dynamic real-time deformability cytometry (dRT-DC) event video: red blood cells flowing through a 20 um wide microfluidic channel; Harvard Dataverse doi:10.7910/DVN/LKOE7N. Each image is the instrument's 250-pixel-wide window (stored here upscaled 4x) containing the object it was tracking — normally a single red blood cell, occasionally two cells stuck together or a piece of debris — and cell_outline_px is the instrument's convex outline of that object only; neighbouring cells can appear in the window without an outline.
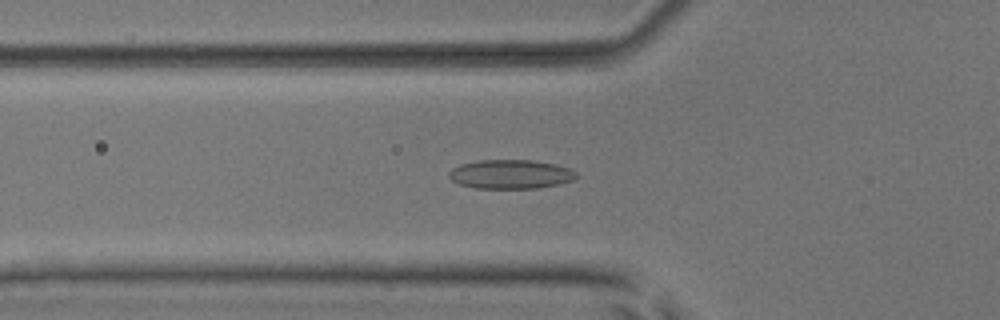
{"species": "common noctule bat (a hibernating species)", "species_latin": "Nyctalus noctula", "temperature_condition": "room temperature", "stored_images_in_passage": 53, "camera_frame_rate_fps": 3000, "um_per_image_px": 0.085, "animal": {"sex": "male", "body_mass_g": 17.9, "forearm_length_mm": 54.2}, "frame": {"image": 1, "passage_image": 19, "time_ms": 6.0, "image_size_px": [1000, 320], "cell_outline_px": [[576, 176], [572, 180], [556, 184], [536, 188], [476, 188], [460, 184], [452, 180], [448, 176], [448, 172], [452, 168], [460, 164], [476, 160], [532, 160], [556, 164], [568, 168], [576, 172]], "centroid_in_image_um": [43.35, 14.8], "position_along_channel_um": 82.4, "area_um2": 21.44}}
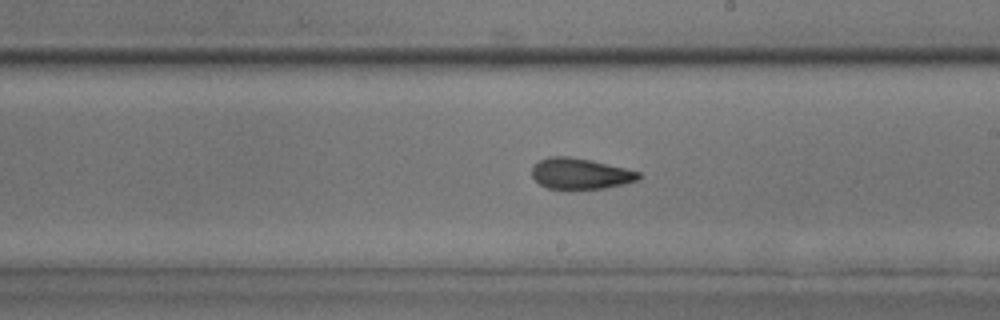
{"frame": {"image": 2, "passage_image": 31, "time_ms": 10.0, "image_size_px": [1000, 320], "cell_outline_px": [[640, 176], [636, 180], [624, 184], [604, 188], [548, 188], [540, 184], [532, 176], [532, 168], [540, 160], [548, 156], [568, 156], [592, 160], [640, 172]], "centroid_in_image_um": [49.31, 14.74], "position_along_channel_um": 239.7, "area_um2": 18.9}}
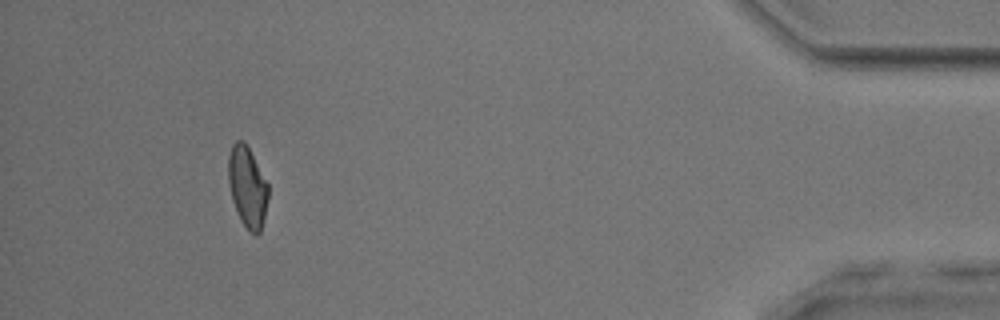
{"frame": {"image": 3, "passage_image": 49, "time_ms": 16.0, "image_size_px": [1000, 320], "cell_outline_px": [[268, 200], [260, 232], [256, 236], [240, 220], [232, 200], [228, 180], [228, 156], [232, 144], [236, 140], [244, 140], [268, 184]], "centroid_in_image_um": [21.01, 15.86], "position_along_channel_um": 414.2, "area_um2": 18.61}, "authors_computed_cell_mechanics": {"area_um2": 19.652, "velocity_mm_per_s": 3.9352, "shape_relaxation_time_tau1_ms": null, "shape_relaxation_time_tau2_ms": 2.6839, "deformation_change_tau1": null, "deformation_change_tau2": 0.0939}}